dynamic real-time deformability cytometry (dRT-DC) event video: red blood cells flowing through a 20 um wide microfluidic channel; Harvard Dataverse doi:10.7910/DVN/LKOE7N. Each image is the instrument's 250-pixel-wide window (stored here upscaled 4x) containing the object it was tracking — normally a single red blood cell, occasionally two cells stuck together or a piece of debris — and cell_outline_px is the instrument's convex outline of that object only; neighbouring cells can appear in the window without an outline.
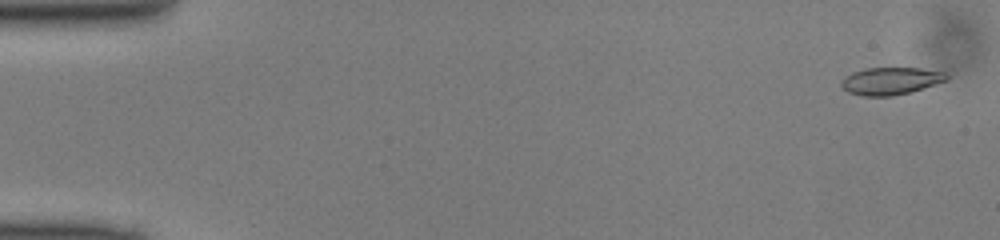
{"species": "common noctule bat (a hibernating species)", "species_latin": "Nyctalus noctula", "temperature_condition": "cold", "stored_images_in_passage": 49, "camera_frame_rate_fps": 3000, "um_per_image_px": 0.085, "animal": {"sex": "male", "body_mass_g": 13.0, "forearm_length_mm": 53.1}, "frame": {"image": 1, "passage_image": 2, "time_ms": 0.333, "image_size_px": [1000, 240], "cell_outline_px": [[948, 80], [908, 92], [892, 96], [860, 96], [848, 92], [840, 84], [840, 80], [844, 76], [852, 72], [864, 68], [920, 68], [944, 72], [948, 76]], "centroid_in_image_um": [75.65, 6.87], "position_along_channel_um": 9.3, "area_um2": 16.76}}
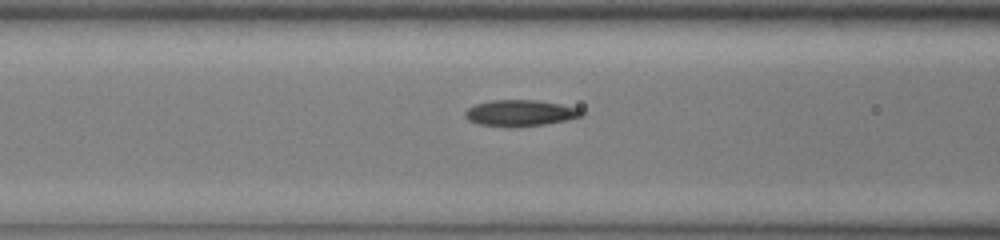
{"frame": {"image": 2, "passage_image": 20, "time_ms": 6.333, "image_size_px": [1000, 240], "cell_outline_px": [[584, 116], [568, 120], [544, 124], [508, 128], [480, 124], [468, 120], [464, 116], [464, 112], [468, 108], [476, 104], [492, 100], [536, 100], [560, 104], [580, 108], [584, 112]], "centroid_in_image_um": [44.23, 9.61], "position_along_channel_um": 122.4, "area_um2": 17.98}}
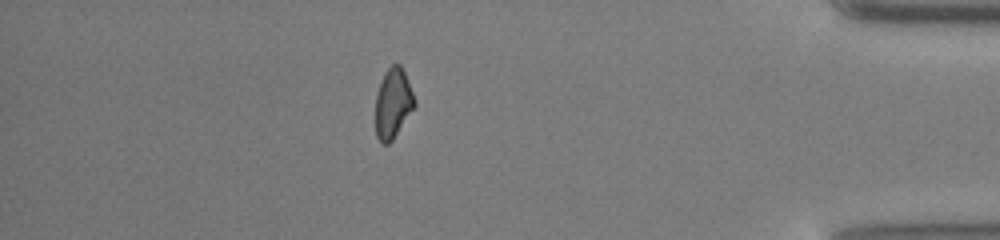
{"frame": {"image": 3, "passage_image": 43, "time_ms": 14.0, "image_size_px": [1000, 240], "cell_outline_px": [[416, 104], [392, 140], [388, 144], [384, 144], [376, 136], [376, 92], [384, 72], [392, 64], [400, 64], [404, 72], [416, 100]], "centroid_in_image_um": [33.4, 8.76], "position_along_channel_um": 401.8, "area_um2": 15.72}}